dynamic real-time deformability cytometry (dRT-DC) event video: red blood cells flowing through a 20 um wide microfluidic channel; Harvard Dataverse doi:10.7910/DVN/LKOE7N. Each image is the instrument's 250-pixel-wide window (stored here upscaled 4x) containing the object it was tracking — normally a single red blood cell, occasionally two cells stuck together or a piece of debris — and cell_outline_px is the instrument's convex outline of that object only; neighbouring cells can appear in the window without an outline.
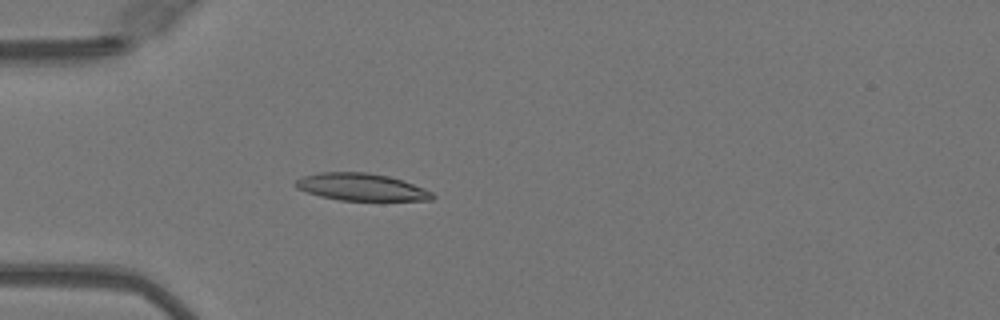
{"species": "Egyptian fruit bat (a non-hibernating species)", "species_latin": "Rousettus aegyptiacus", "temperature_condition": "warm", "stored_images_in_passage": 41, "camera_frame_rate_fps": 3000, "um_per_image_px": 0.085, "animal": {"sex": "female"}, "frame": {"image": 1, "passage_image": 6, "time_ms": 1.667, "image_size_px": [1000, 320], "cell_outline_px": [[436, 196], [432, 200], [340, 200], [320, 196], [296, 188], [292, 184], [296, 180], [304, 176], [320, 172], [368, 172], [388, 176], [424, 188], [432, 192]], "centroid_in_image_um": [30.69, 15.89], "position_along_channel_um": 54.3, "area_um2": 21.56}}
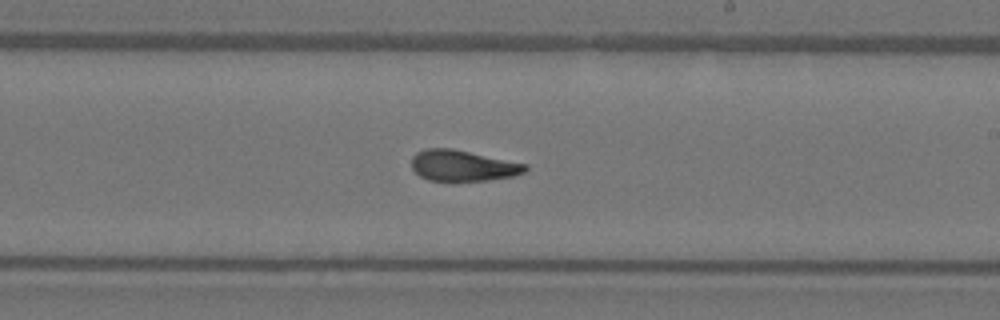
{"frame": {"image": 2, "passage_image": 21, "time_ms": 6.667, "image_size_px": [1000, 320], "cell_outline_px": [[528, 168], [524, 172], [512, 176], [488, 180], [428, 180], [420, 176], [412, 168], [412, 156], [416, 152], [424, 148], [452, 148], [528, 164]], "centroid_in_image_um": [39.32, 14.06], "position_along_channel_um": 249.7, "area_um2": 20.4}}
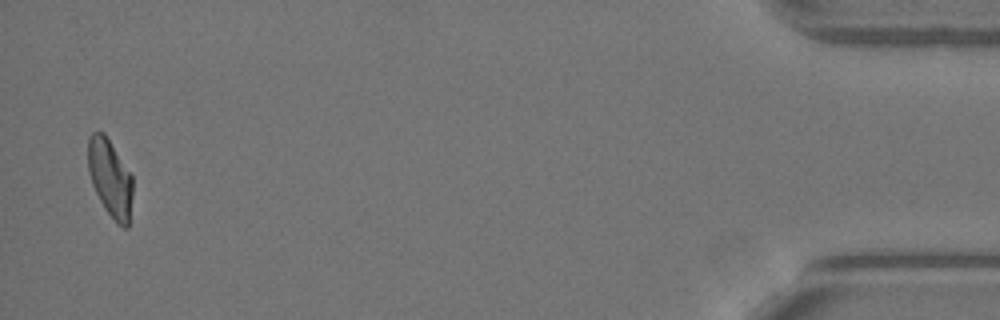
{"frame": {"image": 3, "passage_image": 40, "time_ms": 13.0, "image_size_px": [1000, 320], "cell_outline_px": [[132, 196], [128, 228], [124, 228], [116, 224], [104, 208], [92, 184], [88, 172], [88, 136], [92, 132], [104, 132], [132, 176]], "centroid_in_image_um": [9.35, 15.16], "position_along_channel_um": 425.8, "area_um2": 20.17}, "authors_computed_cell_mechanics": {"area_um2": 21.0392, "velocity_mm_per_s": 4.0907, "shape_relaxation_time_tau1_ms": null, "shape_relaxation_time_tau2_ms": 1.4193, "deformation_change_tau1": null, "deformation_change_tau2": 0.0878}}